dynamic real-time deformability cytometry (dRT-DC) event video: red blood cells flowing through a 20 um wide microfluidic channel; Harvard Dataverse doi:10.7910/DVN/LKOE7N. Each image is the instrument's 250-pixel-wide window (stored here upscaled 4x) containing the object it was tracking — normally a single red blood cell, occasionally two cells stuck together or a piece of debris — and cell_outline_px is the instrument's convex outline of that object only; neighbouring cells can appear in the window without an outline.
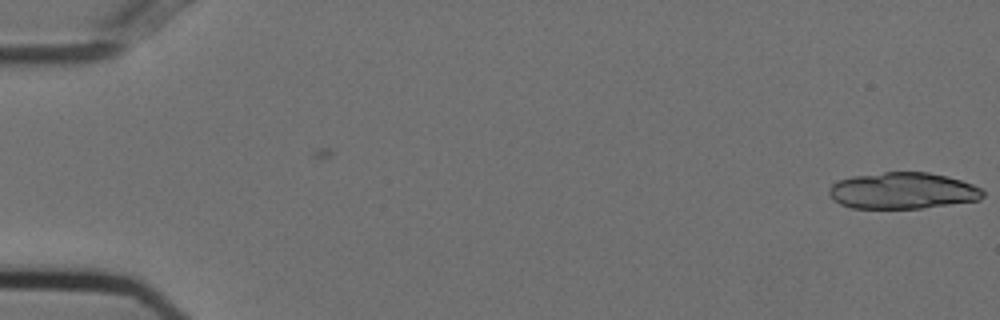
{"species": "Egyptian fruit bat (a non-hibernating species)", "species_latin": "Rousettus aegyptiacus", "temperature_condition": "cold", "stored_images_in_passage": 7, "camera_frame_rate_fps": 3000, "um_per_image_px": 0.085, "animal": {"sex": "female"}, "frame": {"image": 1, "passage_image": 7, "time_ms": 2.0, "image_size_px": [1000, 320], "cell_outline_px": [[984, 196], [980, 200], [920, 208], [852, 208], [840, 204], [828, 192], [828, 188], [832, 184], [840, 180], [852, 176], [884, 172], [928, 172], [948, 176], [984, 188]], "centroid_in_image_um": [76.77, 16.2], "position_along_channel_um": 8.2, "area_um2": 32.66}}